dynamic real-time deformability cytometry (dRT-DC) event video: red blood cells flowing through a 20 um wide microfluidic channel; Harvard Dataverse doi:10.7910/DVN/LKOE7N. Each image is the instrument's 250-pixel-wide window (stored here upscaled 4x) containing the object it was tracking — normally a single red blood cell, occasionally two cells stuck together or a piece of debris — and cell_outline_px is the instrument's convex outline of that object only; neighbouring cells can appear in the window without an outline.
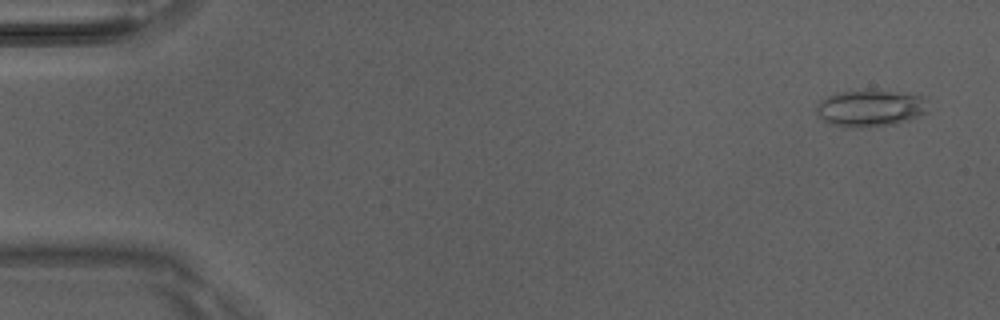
{"species": "Egyptian fruit bat (a non-hibernating species)", "species_latin": "Rousettus aegyptiacus", "temperature_condition": "room temperature", "stored_images_in_passage": 2, "camera_frame_rate_fps": 3000, "um_per_image_px": 0.085, "animal": {"sex": "male"}, "frame": {"image": 1, "passage_image": 2, "time_ms": 0.333, "image_size_px": [1000, 320], "cell_outline_px": [[928, 112], [912, 120], [896, 124], [868, 128], [848, 128], [828, 124], [820, 120], [816, 112], [816, 104], [820, 100], [828, 96], [840, 92], [864, 88], [924, 96], [928, 100]], "centroid_in_image_um": [73.97, 9.21], "position_along_channel_um": 11.0, "area_um2": 25.03}}